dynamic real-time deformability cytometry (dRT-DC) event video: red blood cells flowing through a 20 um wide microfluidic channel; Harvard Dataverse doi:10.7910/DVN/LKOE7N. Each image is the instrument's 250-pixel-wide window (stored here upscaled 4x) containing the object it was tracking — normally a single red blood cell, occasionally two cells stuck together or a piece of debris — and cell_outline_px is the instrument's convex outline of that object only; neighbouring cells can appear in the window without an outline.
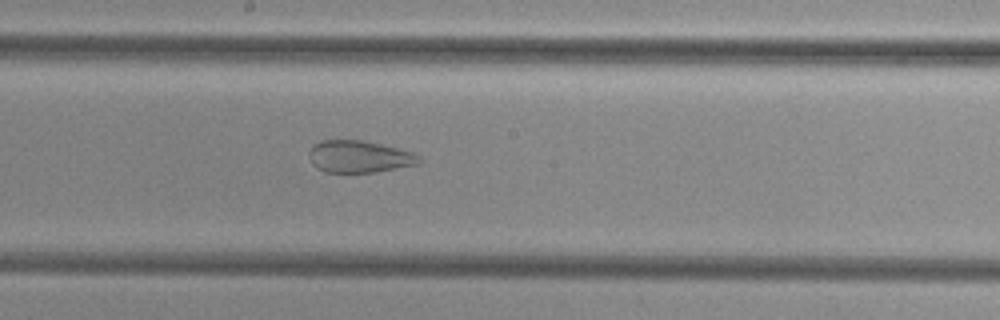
{"species": "common noctule bat (a hibernating species)", "species_latin": "Nyctalus noctula", "temperature_condition": "cold", "stored_images_in_passage": 52, "segment_of_instrument_passage": [2, 2], "camera_frame_rate_fps": 3000, "um_per_image_px": 0.085, "animal": {"sex": "female", "body_mass_g": 29.2, "forearm_length_mm": 56.3}, "frame": {"image": 1, "passage_image": 29, "time_ms": 9.333, "image_size_px": [1000, 320], "cell_outline_px": [[420, 164], [376, 172], [324, 172], [316, 168], [312, 164], [308, 156], [308, 152], [312, 144], [320, 140], [364, 140], [412, 152], [420, 156]], "centroid_in_image_um": [30.49, 13.31], "position_along_channel_um": 217.7, "area_um2": 20.75}}
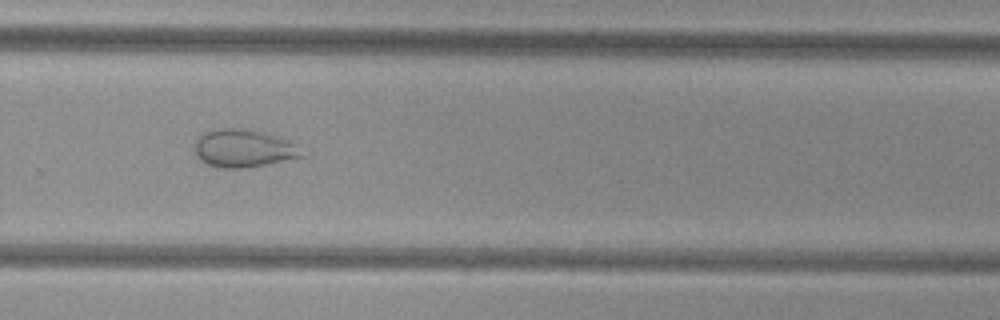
{"frame": {"image": 2, "passage_image": 36, "time_ms": 11.667, "image_size_px": [1000, 320], "cell_outline_px": [[304, 156], [268, 164], [244, 168], [220, 168], [208, 164], [200, 160], [196, 156], [196, 140], [204, 132], [216, 128], [252, 128], [276, 136], [296, 144]], "centroid_in_image_um": [20.69, 12.6], "position_along_channel_um": 309.1, "area_um2": 23.64}}
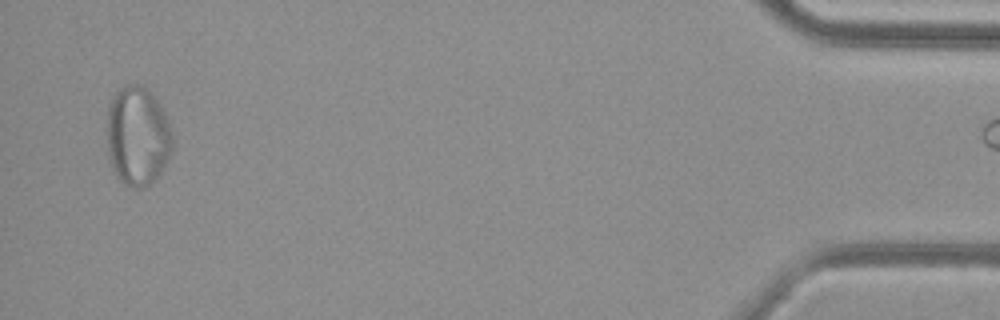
{"frame": {"image": 3, "passage_image": 51, "time_ms": 16.667, "image_size_px": [1000, 320], "cell_outline_px": [[172, 148], [168, 160], [152, 184], [140, 188], [128, 188], [112, 172], [108, 156], [108, 104], [112, 96], [124, 84], [144, 84], [152, 92], [164, 112], [168, 120], [172, 132]], "centroid_in_image_um": [11.69, 11.56], "position_along_channel_um": 423.5, "area_um2": 38.55}}